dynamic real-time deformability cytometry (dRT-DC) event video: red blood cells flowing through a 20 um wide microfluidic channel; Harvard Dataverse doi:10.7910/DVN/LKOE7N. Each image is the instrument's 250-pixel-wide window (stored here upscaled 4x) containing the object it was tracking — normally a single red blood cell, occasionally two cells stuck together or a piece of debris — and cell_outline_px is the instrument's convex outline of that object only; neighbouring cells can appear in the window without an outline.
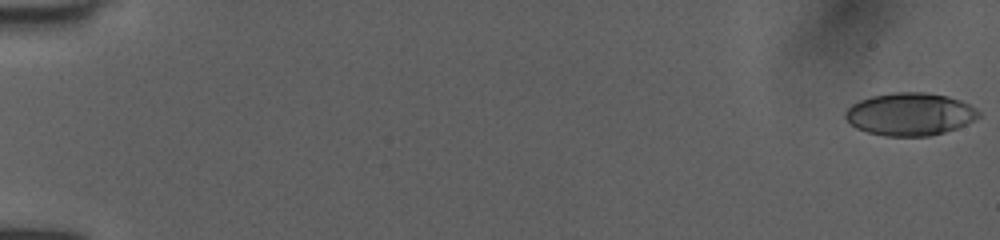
{"species": "human", "species_latin": "Homo sapiens", "temperature_condition": "room temperature", "stored_images_in_passage": 24, "camera_frame_rate_fps": 3000, "um_per_image_px": 0.085, "donor": {"sex": "female"}, "frame": {"image": 1, "passage_image": 1, "time_ms": 0.0, "image_size_px": [1000, 240], "cell_outline_px": [[980, 116], [956, 128], [944, 132], [928, 136], [884, 136], [868, 132], [856, 128], [844, 116], [844, 112], [852, 104], [860, 100], [872, 96], [892, 92], [928, 92], [948, 96], [960, 100], [976, 108], [980, 112]], "centroid_in_image_um": [77.33, 9.69], "position_along_channel_um": 7.7, "area_um2": 33.06}}
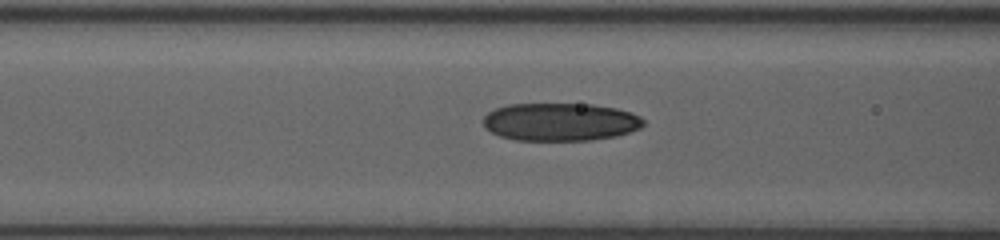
{"frame": {"image": 2, "passage_image": 21, "time_ms": 6.667, "image_size_px": [1000, 240], "cell_outline_px": [[644, 124], [640, 128], [616, 136], [592, 140], [516, 140], [500, 136], [484, 128], [484, 116], [488, 112], [496, 108], [508, 104], [592, 104], [616, 108], [632, 112], [640, 116], [644, 120]], "centroid_in_image_um": [47.63, 10.36], "position_along_channel_um": 119.0, "area_um2": 35.49}}
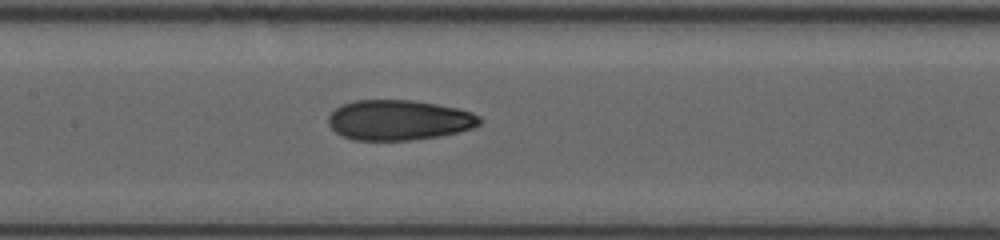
{"frame": {"image": 3, "passage_image": 24, "time_ms": 7.667, "image_size_px": [1000, 240], "cell_outline_px": [[480, 124], [472, 128], [456, 132], [436, 136], [412, 140], [352, 140], [336, 132], [328, 124], [328, 116], [340, 104], [352, 100], [412, 100], [436, 104], [456, 108], [472, 112], [480, 116]], "centroid_in_image_um": [33.87, 10.2], "position_along_channel_um": 173.5, "area_um2": 35.37}}